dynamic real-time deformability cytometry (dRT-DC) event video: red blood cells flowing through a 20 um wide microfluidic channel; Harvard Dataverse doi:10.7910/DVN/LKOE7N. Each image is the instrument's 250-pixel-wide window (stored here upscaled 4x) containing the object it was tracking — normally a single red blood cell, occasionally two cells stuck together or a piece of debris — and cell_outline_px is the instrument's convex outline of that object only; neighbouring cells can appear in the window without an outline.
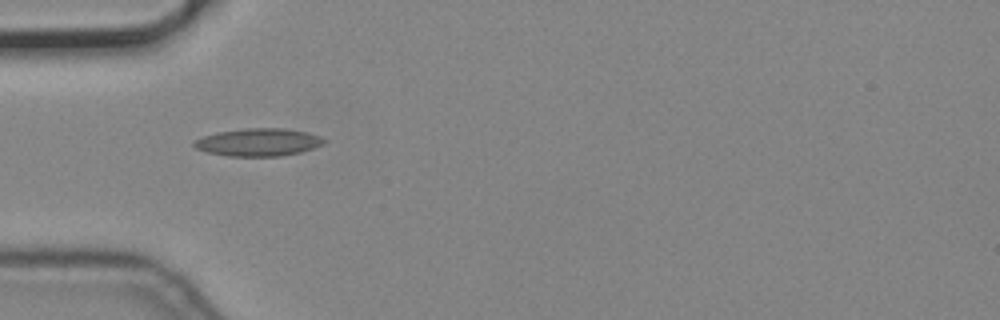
{"species": "common noctule bat (a hibernating species)", "species_latin": "Nyctalus noctula", "temperature_condition": "cold", "stored_images_in_passage": 2, "camera_frame_rate_fps": 3000, "um_per_image_px": 0.085, "animal": {"sex": "male", "body_mass_g": 19.2, "forearm_length_mm": 51.8}, "frame": {"image": 1, "passage_image": 1, "time_ms": 0.0, "image_size_px": [1000, 320], "cell_outline_px": [[328, 140], [324, 144], [300, 152], [280, 156], [228, 156], [204, 152], [196, 148], [192, 144], [192, 140], [216, 132], [244, 128], [284, 128], [308, 132], [320, 136]], "centroid_in_image_um": [21.94, 12.08], "position_along_channel_um": 63.1, "area_um2": 21.21}}